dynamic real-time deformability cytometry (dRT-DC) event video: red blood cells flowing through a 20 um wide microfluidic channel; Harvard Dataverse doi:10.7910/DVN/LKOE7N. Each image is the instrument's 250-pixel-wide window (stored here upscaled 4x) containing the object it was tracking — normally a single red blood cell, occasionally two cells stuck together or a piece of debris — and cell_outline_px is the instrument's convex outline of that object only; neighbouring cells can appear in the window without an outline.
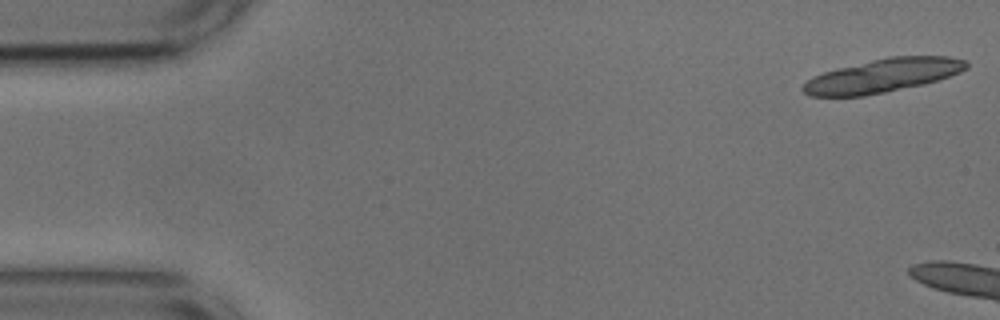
{"species": "common noctule bat (a hibernating species)", "species_latin": "Nyctalus noctula", "temperature_condition": "cold", "stored_images_in_passage": 7, "camera_frame_rate_fps": 3000, "um_per_image_px": 0.085, "animal": {"sex": "male", "body_mass_g": 17.9, "forearm_length_mm": 54.2}, "frame": {"image": 1, "passage_image": 1, "time_ms": 0.0, "image_size_px": [1000, 320], "cell_outline_px": [[968, 68], [960, 72], [924, 84], [864, 96], [808, 96], [800, 88], [812, 76], [836, 68], [888, 56], [948, 56], [968, 60]], "centroid_in_image_um": [75.03, 6.42], "position_along_channel_um": 10.0, "area_um2": 31.96}}